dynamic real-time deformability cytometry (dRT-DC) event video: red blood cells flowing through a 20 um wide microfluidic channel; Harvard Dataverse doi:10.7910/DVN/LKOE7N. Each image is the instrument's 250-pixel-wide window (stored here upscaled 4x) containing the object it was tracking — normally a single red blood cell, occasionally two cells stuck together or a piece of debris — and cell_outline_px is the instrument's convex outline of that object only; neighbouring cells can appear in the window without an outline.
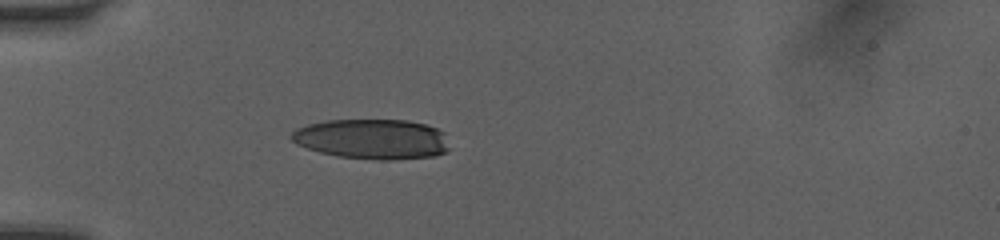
{"species": "human", "species_latin": "Homo sapiens", "temperature_condition": "room temperature", "stored_images_in_passage": 6, "camera_frame_rate_fps": 3000, "um_per_image_px": 0.085, "donor": {"sex": "female"}, "frame": {"image": 1, "passage_image": 4, "time_ms": 1.0, "image_size_px": [1000, 240], "cell_outline_px": [[448, 148], [444, 152], [436, 156], [388, 160], [380, 160], [340, 156], [320, 152], [296, 144], [288, 136], [296, 128], [308, 124], [324, 120], [408, 120], [424, 124], [436, 128], [444, 132]], "centroid_in_image_um": [31.61, 11.81], "position_along_channel_um": 53.4, "area_um2": 36.88}}
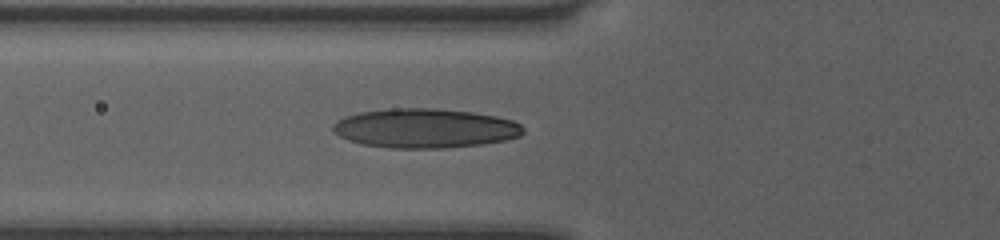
{"frame": {"image": 2, "passage_image": 6, "time_ms": 1.667, "image_size_px": [1000, 240], "cell_outline_px": [[524, 132], [520, 136], [504, 140], [480, 144], [444, 148], [388, 148], [364, 144], [348, 140], [332, 132], [332, 124], [336, 120], [344, 116], [360, 112], [392, 108], [436, 108], [472, 112], [496, 116], [512, 120], [520, 124], [524, 128]], "centroid_in_image_um": [36.09, 10.9], "position_along_channel_um": 89.7, "area_um2": 43.75}}